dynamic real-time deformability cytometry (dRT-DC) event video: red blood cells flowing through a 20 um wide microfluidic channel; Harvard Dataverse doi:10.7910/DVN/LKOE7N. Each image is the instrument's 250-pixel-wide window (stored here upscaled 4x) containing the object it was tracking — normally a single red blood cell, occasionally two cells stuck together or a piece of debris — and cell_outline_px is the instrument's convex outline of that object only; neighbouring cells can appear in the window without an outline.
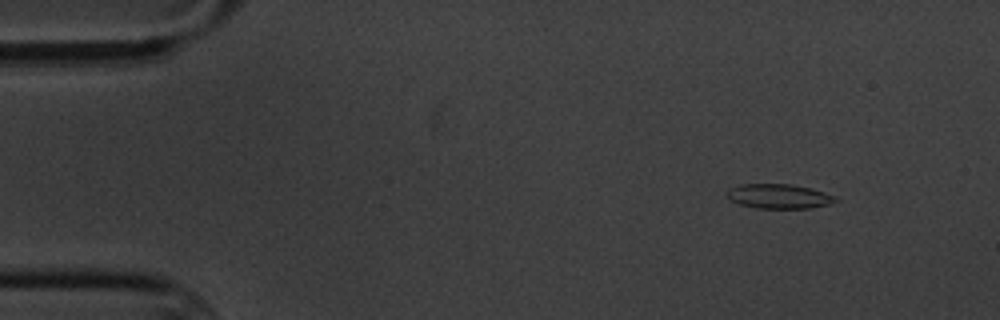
{"species": "common noctule bat (a hibernating species)", "species_latin": "Nyctalus noctula", "temperature_condition": "cold", "stored_images_in_passage": 3, "camera_frame_rate_fps": 3000, "um_per_image_px": 0.085, "animal": {"sex": "male", "body_mass_g": 20.1, "forearm_length_mm": 53.5}, "frame": {"image": 1, "passage_image": 1, "time_ms": 0.0, "image_size_px": [1000, 320], "cell_outline_px": [[840, 200], [828, 204], [808, 208], [756, 208], [740, 204], [728, 200], [724, 192], [728, 188], [740, 184], [792, 184], [812, 188], [836, 196]], "centroid_in_image_um": [66.16, 16.67], "position_along_channel_um": 18.8, "area_um2": 15.78}}
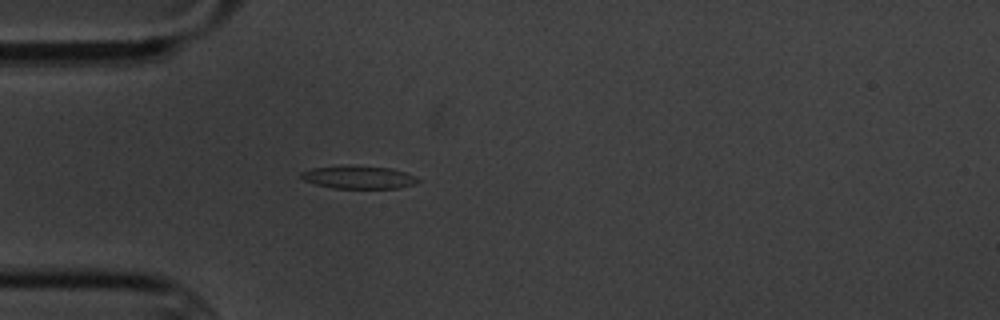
{"frame": {"image": 2, "passage_image": 3, "time_ms": 3.333, "image_size_px": [1000, 320], "cell_outline_px": [[420, 180], [412, 184], [400, 188], [332, 188], [316, 184], [304, 180], [300, 176], [300, 172], [312, 168], [388, 168], [404, 172], [416, 176]], "centroid_in_image_um": [30.49, 15.12], "position_along_channel_um": 54.5, "area_um2": 14.57}}